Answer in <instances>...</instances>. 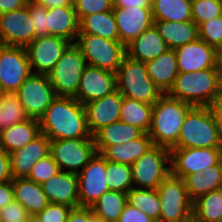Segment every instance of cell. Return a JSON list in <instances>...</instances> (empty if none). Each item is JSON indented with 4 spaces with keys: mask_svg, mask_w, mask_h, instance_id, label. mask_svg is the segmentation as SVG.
I'll return each mask as SVG.
<instances>
[{
    "mask_svg": "<svg viewBox=\"0 0 222 222\" xmlns=\"http://www.w3.org/2000/svg\"><path fill=\"white\" fill-rule=\"evenodd\" d=\"M41 133L50 140L93 138L85 107L74 97L57 96L39 119Z\"/></svg>",
    "mask_w": 222,
    "mask_h": 222,
    "instance_id": "obj_1",
    "label": "cell"
},
{
    "mask_svg": "<svg viewBox=\"0 0 222 222\" xmlns=\"http://www.w3.org/2000/svg\"><path fill=\"white\" fill-rule=\"evenodd\" d=\"M191 104L163 94L153 104L151 124L147 132L153 144L171 149L178 141L179 134Z\"/></svg>",
    "mask_w": 222,
    "mask_h": 222,
    "instance_id": "obj_2",
    "label": "cell"
},
{
    "mask_svg": "<svg viewBox=\"0 0 222 222\" xmlns=\"http://www.w3.org/2000/svg\"><path fill=\"white\" fill-rule=\"evenodd\" d=\"M167 94L192 106H209L222 94L219 70L207 68L195 72H179Z\"/></svg>",
    "mask_w": 222,
    "mask_h": 222,
    "instance_id": "obj_3",
    "label": "cell"
},
{
    "mask_svg": "<svg viewBox=\"0 0 222 222\" xmlns=\"http://www.w3.org/2000/svg\"><path fill=\"white\" fill-rule=\"evenodd\" d=\"M172 148H222V137L209 106H194Z\"/></svg>",
    "mask_w": 222,
    "mask_h": 222,
    "instance_id": "obj_4",
    "label": "cell"
},
{
    "mask_svg": "<svg viewBox=\"0 0 222 222\" xmlns=\"http://www.w3.org/2000/svg\"><path fill=\"white\" fill-rule=\"evenodd\" d=\"M115 74L117 90L123 97L153 105L163 95L141 61L126 55Z\"/></svg>",
    "mask_w": 222,
    "mask_h": 222,
    "instance_id": "obj_5",
    "label": "cell"
},
{
    "mask_svg": "<svg viewBox=\"0 0 222 222\" xmlns=\"http://www.w3.org/2000/svg\"><path fill=\"white\" fill-rule=\"evenodd\" d=\"M87 63L81 49L71 43L47 74L56 96L75 97Z\"/></svg>",
    "mask_w": 222,
    "mask_h": 222,
    "instance_id": "obj_6",
    "label": "cell"
},
{
    "mask_svg": "<svg viewBox=\"0 0 222 222\" xmlns=\"http://www.w3.org/2000/svg\"><path fill=\"white\" fill-rule=\"evenodd\" d=\"M75 44L81 49L87 65L116 73L126 56V46L92 34H78Z\"/></svg>",
    "mask_w": 222,
    "mask_h": 222,
    "instance_id": "obj_7",
    "label": "cell"
},
{
    "mask_svg": "<svg viewBox=\"0 0 222 222\" xmlns=\"http://www.w3.org/2000/svg\"><path fill=\"white\" fill-rule=\"evenodd\" d=\"M130 166L134 188L157 189L171 174L170 149L154 145Z\"/></svg>",
    "mask_w": 222,
    "mask_h": 222,
    "instance_id": "obj_8",
    "label": "cell"
},
{
    "mask_svg": "<svg viewBox=\"0 0 222 222\" xmlns=\"http://www.w3.org/2000/svg\"><path fill=\"white\" fill-rule=\"evenodd\" d=\"M161 215L158 222H186L192 218V204L184 180L171 174L158 186Z\"/></svg>",
    "mask_w": 222,
    "mask_h": 222,
    "instance_id": "obj_9",
    "label": "cell"
},
{
    "mask_svg": "<svg viewBox=\"0 0 222 222\" xmlns=\"http://www.w3.org/2000/svg\"><path fill=\"white\" fill-rule=\"evenodd\" d=\"M96 152L93 138L50 140V154L60 170L66 172L78 174Z\"/></svg>",
    "mask_w": 222,
    "mask_h": 222,
    "instance_id": "obj_10",
    "label": "cell"
},
{
    "mask_svg": "<svg viewBox=\"0 0 222 222\" xmlns=\"http://www.w3.org/2000/svg\"><path fill=\"white\" fill-rule=\"evenodd\" d=\"M16 93L27 116L37 120L57 97L47 74L31 73Z\"/></svg>",
    "mask_w": 222,
    "mask_h": 222,
    "instance_id": "obj_11",
    "label": "cell"
},
{
    "mask_svg": "<svg viewBox=\"0 0 222 222\" xmlns=\"http://www.w3.org/2000/svg\"><path fill=\"white\" fill-rule=\"evenodd\" d=\"M222 160V148H171V175L183 179Z\"/></svg>",
    "mask_w": 222,
    "mask_h": 222,
    "instance_id": "obj_12",
    "label": "cell"
},
{
    "mask_svg": "<svg viewBox=\"0 0 222 222\" xmlns=\"http://www.w3.org/2000/svg\"><path fill=\"white\" fill-rule=\"evenodd\" d=\"M31 73L26 48L0 45L1 92H16Z\"/></svg>",
    "mask_w": 222,
    "mask_h": 222,
    "instance_id": "obj_13",
    "label": "cell"
},
{
    "mask_svg": "<svg viewBox=\"0 0 222 222\" xmlns=\"http://www.w3.org/2000/svg\"><path fill=\"white\" fill-rule=\"evenodd\" d=\"M79 207H91L99 197L109 191L106 177V159L98 152L79 171Z\"/></svg>",
    "mask_w": 222,
    "mask_h": 222,
    "instance_id": "obj_14",
    "label": "cell"
},
{
    "mask_svg": "<svg viewBox=\"0 0 222 222\" xmlns=\"http://www.w3.org/2000/svg\"><path fill=\"white\" fill-rule=\"evenodd\" d=\"M70 44L66 39L52 35L35 38L25 47L31 72L48 74Z\"/></svg>",
    "mask_w": 222,
    "mask_h": 222,
    "instance_id": "obj_15",
    "label": "cell"
},
{
    "mask_svg": "<svg viewBox=\"0 0 222 222\" xmlns=\"http://www.w3.org/2000/svg\"><path fill=\"white\" fill-rule=\"evenodd\" d=\"M34 40V23L27 5L0 14V45L26 47Z\"/></svg>",
    "mask_w": 222,
    "mask_h": 222,
    "instance_id": "obj_16",
    "label": "cell"
},
{
    "mask_svg": "<svg viewBox=\"0 0 222 222\" xmlns=\"http://www.w3.org/2000/svg\"><path fill=\"white\" fill-rule=\"evenodd\" d=\"M117 89L116 74L87 65L83 70L76 98L81 104L103 98Z\"/></svg>",
    "mask_w": 222,
    "mask_h": 222,
    "instance_id": "obj_17",
    "label": "cell"
},
{
    "mask_svg": "<svg viewBox=\"0 0 222 222\" xmlns=\"http://www.w3.org/2000/svg\"><path fill=\"white\" fill-rule=\"evenodd\" d=\"M178 71L195 72L207 68H218V51L201 39L175 49Z\"/></svg>",
    "mask_w": 222,
    "mask_h": 222,
    "instance_id": "obj_18",
    "label": "cell"
},
{
    "mask_svg": "<svg viewBox=\"0 0 222 222\" xmlns=\"http://www.w3.org/2000/svg\"><path fill=\"white\" fill-rule=\"evenodd\" d=\"M123 96L116 89L103 98L84 104L87 126L93 136L99 129L120 120Z\"/></svg>",
    "mask_w": 222,
    "mask_h": 222,
    "instance_id": "obj_19",
    "label": "cell"
},
{
    "mask_svg": "<svg viewBox=\"0 0 222 222\" xmlns=\"http://www.w3.org/2000/svg\"><path fill=\"white\" fill-rule=\"evenodd\" d=\"M120 42L125 46L154 25L152 8L113 7Z\"/></svg>",
    "mask_w": 222,
    "mask_h": 222,
    "instance_id": "obj_20",
    "label": "cell"
},
{
    "mask_svg": "<svg viewBox=\"0 0 222 222\" xmlns=\"http://www.w3.org/2000/svg\"><path fill=\"white\" fill-rule=\"evenodd\" d=\"M49 203L79 207L78 175L60 170L41 184Z\"/></svg>",
    "mask_w": 222,
    "mask_h": 222,
    "instance_id": "obj_21",
    "label": "cell"
},
{
    "mask_svg": "<svg viewBox=\"0 0 222 222\" xmlns=\"http://www.w3.org/2000/svg\"><path fill=\"white\" fill-rule=\"evenodd\" d=\"M50 154V139L40 134L23 148L10 153L11 173L13 179L26 178L32 166Z\"/></svg>",
    "mask_w": 222,
    "mask_h": 222,
    "instance_id": "obj_22",
    "label": "cell"
},
{
    "mask_svg": "<svg viewBox=\"0 0 222 222\" xmlns=\"http://www.w3.org/2000/svg\"><path fill=\"white\" fill-rule=\"evenodd\" d=\"M168 49L166 42L153 25L126 45V55L133 60L146 63Z\"/></svg>",
    "mask_w": 222,
    "mask_h": 222,
    "instance_id": "obj_23",
    "label": "cell"
},
{
    "mask_svg": "<svg viewBox=\"0 0 222 222\" xmlns=\"http://www.w3.org/2000/svg\"><path fill=\"white\" fill-rule=\"evenodd\" d=\"M48 35L75 43L79 34V19L74 6L47 9Z\"/></svg>",
    "mask_w": 222,
    "mask_h": 222,
    "instance_id": "obj_24",
    "label": "cell"
},
{
    "mask_svg": "<svg viewBox=\"0 0 222 222\" xmlns=\"http://www.w3.org/2000/svg\"><path fill=\"white\" fill-rule=\"evenodd\" d=\"M145 64L148 75L155 85L163 94L168 93L179 74L175 50L168 49L165 53Z\"/></svg>",
    "mask_w": 222,
    "mask_h": 222,
    "instance_id": "obj_25",
    "label": "cell"
},
{
    "mask_svg": "<svg viewBox=\"0 0 222 222\" xmlns=\"http://www.w3.org/2000/svg\"><path fill=\"white\" fill-rule=\"evenodd\" d=\"M41 134L39 120L29 118L0 131V148L8 154L23 148Z\"/></svg>",
    "mask_w": 222,
    "mask_h": 222,
    "instance_id": "obj_26",
    "label": "cell"
},
{
    "mask_svg": "<svg viewBox=\"0 0 222 222\" xmlns=\"http://www.w3.org/2000/svg\"><path fill=\"white\" fill-rule=\"evenodd\" d=\"M12 187L14 200L19 202L29 215H36L49 204L42 186L28 178L13 179Z\"/></svg>",
    "mask_w": 222,
    "mask_h": 222,
    "instance_id": "obj_27",
    "label": "cell"
},
{
    "mask_svg": "<svg viewBox=\"0 0 222 222\" xmlns=\"http://www.w3.org/2000/svg\"><path fill=\"white\" fill-rule=\"evenodd\" d=\"M183 180L192 202L211 191L222 189V160L202 172L185 176Z\"/></svg>",
    "mask_w": 222,
    "mask_h": 222,
    "instance_id": "obj_28",
    "label": "cell"
},
{
    "mask_svg": "<svg viewBox=\"0 0 222 222\" xmlns=\"http://www.w3.org/2000/svg\"><path fill=\"white\" fill-rule=\"evenodd\" d=\"M154 146L147 133L128 143L106 146L100 154L109 161L132 165Z\"/></svg>",
    "mask_w": 222,
    "mask_h": 222,
    "instance_id": "obj_29",
    "label": "cell"
},
{
    "mask_svg": "<svg viewBox=\"0 0 222 222\" xmlns=\"http://www.w3.org/2000/svg\"><path fill=\"white\" fill-rule=\"evenodd\" d=\"M154 26L169 49L175 50L199 38L198 26L193 21L173 22L154 20Z\"/></svg>",
    "mask_w": 222,
    "mask_h": 222,
    "instance_id": "obj_30",
    "label": "cell"
},
{
    "mask_svg": "<svg viewBox=\"0 0 222 222\" xmlns=\"http://www.w3.org/2000/svg\"><path fill=\"white\" fill-rule=\"evenodd\" d=\"M143 133L138 127L119 120L99 129L93 135V139L96 151L100 153L106 146L128 143L139 138Z\"/></svg>",
    "mask_w": 222,
    "mask_h": 222,
    "instance_id": "obj_31",
    "label": "cell"
},
{
    "mask_svg": "<svg viewBox=\"0 0 222 222\" xmlns=\"http://www.w3.org/2000/svg\"><path fill=\"white\" fill-rule=\"evenodd\" d=\"M79 34H92L109 40L120 41L113 10L83 17L79 21Z\"/></svg>",
    "mask_w": 222,
    "mask_h": 222,
    "instance_id": "obj_32",
    "label": "cell"
},
{
    "mask_svg": "<svg viewBox=\"0 0 222 222\" xmlns=\"http://www.w3.org/2000/svg\"><path fill=\"white\" fill-rule=\"evenodd\" d=\"M192 0H152L153 20L192 21Z\"/></svg>",
    "mask_w": 222,
    "mask_h": 222,
    "instance_id": "obj_33",
    "label": "cell"
},
{
    "mask_svg": "<svg viewBox=\"0 0 222 222\" xmlns=\"http://www.w3.org/2000/svg\"><path fill=\"white\" fill-rule=\"evenodd\" d=\"M195 222H220L222 219V189L198 197L192 204Z\"/></svg>",
    "mask_w": 222,
    "mask_h": 222,
    "instance_id": "obj_34",
    "label": "cell"
},
{
    "mask_svg": "<svg viewBox=\"0 0 222 222\" xmlns=\"http://www.w3.org/2000/svg\"><path fill=\"white\" fill-rule=\"evenodd\" d=\"M127 203V193L106 191L90 207L92 212L104 222H117Z\"/></svg>",
    "mask_w": 222,
    "mask_h": 222,
    "instance_id": "obj_35",
    "label": "cell"
},
{
    "mask_svg": "<svg viewBox=\"0 0 222 222\" xmlns=\"http://www.w3.org/2000/svg\"><path fill=\"white\" fill-rule=\"evenodd\" d=\"M153 105L123 97L120 120L147 133L151 124Z\"/></svg>",
    "mask_w": 222,
    "mask_h": 222,
    "instance_id": "obj_36",
    "label": "cell"
},
{
    "mask_svg": "<svg viewBox=\"0 0 222 222\" xmlns=\"http://www.w3.org/2000/svg\"><path fill=\"white\" fill-rule=\"evenodd\" d=\"M127 203L142 210L155 222L160 220L161 202L157 189L132 188L127 193Z\"/></svg>",
    "mask_w": 222,
    "mask_h": 222,
    "instance_id": "obj_37",
    "label": "cell"
},
{
    "mask_svg": "<svg viewBox=\"0 0 222 222\" xmlns=\"http://www.w3.org/2000/svg\"><path fill=\"white\" fill-rule=\"evenodd\" d=\"M29 119L16 92L0 93V131Z\"/></svg>",
    "mask_w": 222,
    "mask_h": 222,
    "instance_id": "obj_38",
    "label": "cell"
},
{
    "mask_svg": "<svg viewBox=\"0 0 222 222\" xmlns=\"http://www.w3.org/2000/svg\"><path fill=\"white\" fill-rule=\"evenodd\" d=\"M106 177L109 190L128 193L134 188L130 165L106 160Z\"/></svg>",
    "mask_w": 222,
    "mask_h": 222,
    "instance_id": "obj_39",
    "label": "cell"
},
{
    "mask_svg": "<svg viewBox=\"0 0 222 222\" xmlns=\"http://www.w3.org/2000/svg\"><path fill=\"white\" fill-rule=\"evenodd\" d=\"M192 21L199 26L222 15V0H192Z\"/></svg>",
    "mask_w": 222,
    "mask_h": 222,
    "instance_id": "obj_40",
    "label": "cell"
},
{
    "mask_svg": "<svg viewBox=\"0 0 222 222\" xmlns=\"http://www.w3.org/2000/svg\"><path fill=\"white\" fill-rule=\"evenodd\" d=\"M199 39L214 47L222 48V15L214 17L198 26Z\"/></svg>",
    "mask_w": 222,
    "mask_h": 222,
    "instance_id": "obj_41",
    "label": "cell"
},
{
    "mask_svg": "<svg viewBox=\"0 0 222 222\" xmlns=\"http://www.w3.org/2000/svg\"><path fill=\"white\" fill-rule=\"evenodd\" d=\"M59 171V165L54 161L52 155L49 154L32 166V169L26 178L41 185L56 175Z\"/></svg>",
    "mask_w": 222,
    "mask_h": 222,
    "instance_id": "obj_42",
    "label": "cell"
},
{
    "mask_svg": "<svg viewBox=\"0 0 222 222\" xmlns=\"http://www.w3.org/2000/svg\"><path fill=\"white\" fill-rule=\"evenodd\" d=\"M79 21L90 14L113 10V0H73Z\"/></svg>",
    "mask_w": 222,
    "mask_h": 222,
    "instance_id": "obj_43",
    "label": "cell"
},
{
    "mask_svg": "<svg viewBox=\"0 0 222 222\" xmlns=\"http://www.w3.org/2000/svg\"><path fill=\"white\" fill-rule=\"evenodd\" d=\"M27 7L34 23V39L48 35L47 8L37 2H27Z\"/></svg>",
    "mask_w": 222,
    "mask_h": 222,
    "instance_id": "obj_44",
    "label": "cell"
},
{
    "mask_svg": "<svg viewBox=\"0 0 222 222\" xmlns=\"http://www.w3.org/2000/svg\"><path fill=\"white\" fill-rule=\"evenodd\" d=\"M71 210L67 205L49 203L36 216L41 222H67Z\"/></svg>",
    "mask_w": 222,
    "mask_h": 222,
    "instance_id": "obj_45",
    "label": "cell"
},
{
    "mask_svg": "<svg viewBox=\"0 0 222 222\" xmlns=\"http://www.w3.org/2000/svg\"><path fill=\"white\" fill-rule=\"evenodd\" d=\"M26 209L14 199L0 210L1 222H19V220H28Z\"/></svg>",
    "mask_w": 222,
    "mask_h": 222,
    "instance_id": "obj_46",
    "label": "cell"
},
{
    "mask_svg": "<svg viewBox=\"0 0 222 222\" xmlns=\"http://www.w3.org/2000/svg\"><path fill=\"white\" fill-rule=\"evenodd\" d=\"M117 222H155L152 218L146 215L142 210L136 209L126 203L123 212Z\"/></svg>",
    "mask_w": 222,
    "mask_h": 222,
    "instance_id": "obj_47",
    "label": "cell"
},
{
    "mask_svg": "<svg viewBox=\"0 0 222 222\" xmlns=\"http://www.w3.org/2000/svg\"><path fill=\"white\" fill-rule=\"evenodd\" d=\"M10 156L0 148V183L12 181Z\"/></svg>",
    "mask_w": 222,
    "mask_h": 222,
    "instance_id": "obj_48",
    "label": "cell"
},
{
    "mask_svg": "<svg viewBox=\"0 0 222 222\" xmlns=\"http://www.w3.org/2000/svg\"><path fill=\"white\" fill-rule=\"evenodd\" d=\"M13 199L12 181L0 183V210Z\"/></svg>",
    "mask_w": 222,
    "mask_h": 222,
    "instance_id": "obj_49",
    "label": "cell"
},
{
    "mask_svg": "<svg viewBox=\"0 0 222 222\" xmlns=\"http://www.w3.org/2000/svg\"><path fill=\"white\" fill-rule=\"evenodd\" d=\"M113 7H142L152 8V0H113Z\"/></svg>",
    "mask_w": 222,
    "mask_h": 222,
    "instance_id": "obj_50",
    "label": "cell"
},
{
    "mask_svg": "<svg viewBox=\"0 0 222 222\" xmlns=\"http://www.w3.org/2000/svg\"><path fill=\"white\" fill-rule=\"evenodd\" d=\"M67 222H89V207L72 208Z\"/></svg>",
    "mask_w": 222,
    "mask_h": 222,
    "instance_id": "obj_51",
    "label": "cell"
},
{
    "mask_svg": "<svg viewBox=\"0 0 222 222\" xmlns=\"http://www.w3.org/2000/svg\"><path fill=\"white\" fill-rule=\"evenodd\" d=\"M216 124L222 137V94H220L210 105Z\"/></svg>",
    "mask_w": 222,
    "mask_h": 222,
    "instance_id": "obj_52",
    "label": "cell"
},
{
    "mask_svg": "<svg viewBox=\"0 0 222 222\" xmlns=\"http://www.w3.org/2000/svg\"><path fill=\"white\" fill-rule=\"evenodd\" d=\"M28 0H0V14L24 8Z\"/></svg>",
    "mask_w": 222,
    "mask_h": 222,
    "instance_id": "obj_53",
    "label": "cell"
},
{
    "mask_svg": "<svg viewBox=\"0 0 222 222\" xmlns=\"http://www.w3.org/2000/svg\"><path fill=\"white\" fill-rule=\"evenodd\" d=\"M30 2H37L45 6L47 9L56 7L73 6V0H28Z\"/></svg>",
    "mask_w": 222,
    "mask_h": 222,
    "instance_id": "obj_54",
    "label": "cell"
},
{
    "mask_svg": "<svg viewBox=\"0 0 222 222\" xmlns=\"http://www.w3.org/2000/svg\"><path fill=\"white\" fill-rule=\"evenodd\" d=\"M217 66L222 79V48L218 50Z\"/></svg>",
    "mask_w": 222,
    "mask_h": 222,
    "instance_id": "obj_55",
    "label": "cell"
},
{
    "mask_svg": "<svg viewBox=\"0 0 222 222\" xmlns=\"http://www.w3.org/2000/svg\"><path fill=\"white\" fill-rule=\"evenodd\" d=\"M89 222H104L101 218L96 216L93 212L92 209L89 208Z\"/></svg>",
    "mask_w": 222,
    "mask_h": 222,
    "instance_id": "obj_56",
    "label": "cell"
},
{
    "mask_svg": "<svg viewBox=\"0 0 222 222\" xmlns=\"http://www.w3.org/2000/svg\"><path fill=\"white\" fill-rule=\"evenodd\" d=\"M28 222H41L36 215H29Z\"/></svg>",
    "mask_w": 222,
    "mask_h": 222,
    "instance_id": "obj_57",
    "label": "cell"
},
{
    "mask_svg": "<svg viewBox=\"0 0 222 222\" xmlns=\"http://www.w3.org/2000/svg\"><path fill=\"white\" fill-rule=\"evenodd\" d=\"M186 222H195L193 218H191L190 220L186 221Z\"/></svg>",
    "mask_w": 222,
    "mask_h": 222,
    "instance_id": "obj_58",
    "label": "cell"
},
{
    "mask_svg": "<svg viewBox=\"0 0 222 222\" xmlns=\"http://www.w3.org/2000/svg\"><path fill=\"white\" fill-rule=\"evenodd\" d=\"M19 222H28V220H19Z\"/></svg>",
    "mask_w": 222,
    "mask_h": 222,
    "instance_id": "obj_59",
    "label": "cell"
}]
</instances>
